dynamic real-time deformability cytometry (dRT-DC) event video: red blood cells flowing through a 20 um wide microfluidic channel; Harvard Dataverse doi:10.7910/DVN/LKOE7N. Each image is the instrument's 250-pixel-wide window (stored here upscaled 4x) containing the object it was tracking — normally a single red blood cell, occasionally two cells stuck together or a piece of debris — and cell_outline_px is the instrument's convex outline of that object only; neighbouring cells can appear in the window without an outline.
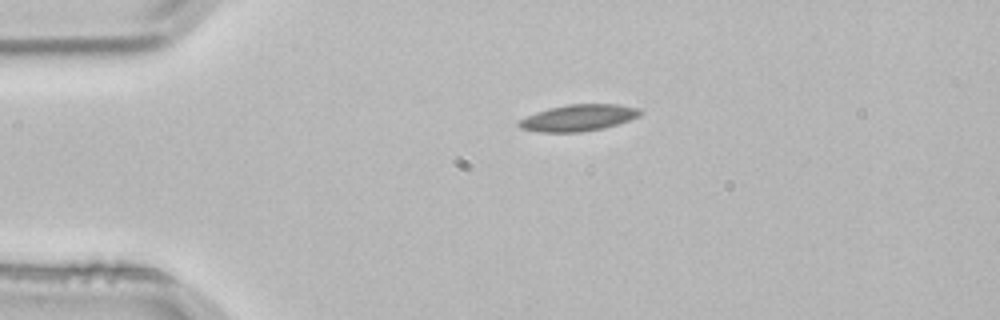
{"species": "common noctule bat (a hibernating species)", "species_latin": "Nyctalus noctula", "temperature_condition": "room temperature", "stored_images_in_passage": 2, "camera_frame_rate_fps": 3000, "um_per_image_px": 0.085, "animal": {"sex": "male", "body_mass_g": 21.5, "forearm_length_mm": 52.0}, "frame": {"image": 1, "passage_image": 1, "time_ms": 0.0, "image_size_px": [1000, 320], "cell_outline_px": [[644, 112], [640, 116], [604, 128], [580, 132], [540, 132], [520, 128], [516, 124], [520, 120], [536, 112], [548, 108], [568, 104], [616, 104], [640, 108]], "centroid_in_image_um": [49.18, 10.01], "position_along_channel_um": 35.8, "area_um2": 18.73}}
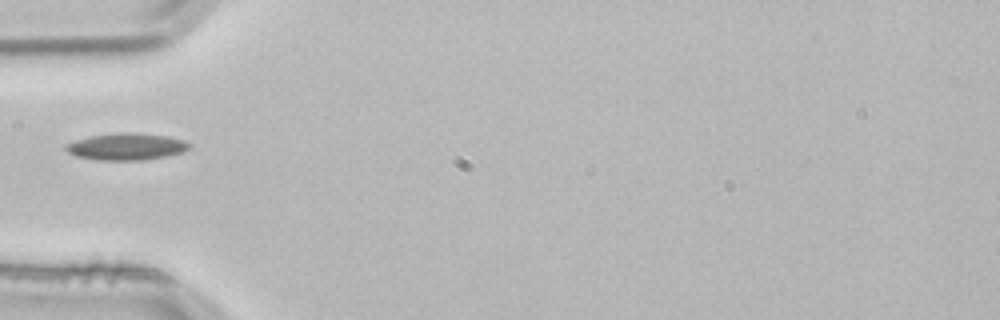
{"frame": {"image": 2, "passage_image": 2, "time_ms": 0.333, "image_size_px": [1000, 320], "cell_outline_px": [[192, 144], [184, 152], [168, 156], [144, 160], [100, 160], [76, 156], [68, 152], [64, 148], [68, 144], [76, 140], [92, 136], [120, 132], [136, 132], [168, 136], [184, 140]], "centroid_in_image_um": [10.81, 12.46], "position_along_channel_um": 74.2, "area_um2": 19.36}}